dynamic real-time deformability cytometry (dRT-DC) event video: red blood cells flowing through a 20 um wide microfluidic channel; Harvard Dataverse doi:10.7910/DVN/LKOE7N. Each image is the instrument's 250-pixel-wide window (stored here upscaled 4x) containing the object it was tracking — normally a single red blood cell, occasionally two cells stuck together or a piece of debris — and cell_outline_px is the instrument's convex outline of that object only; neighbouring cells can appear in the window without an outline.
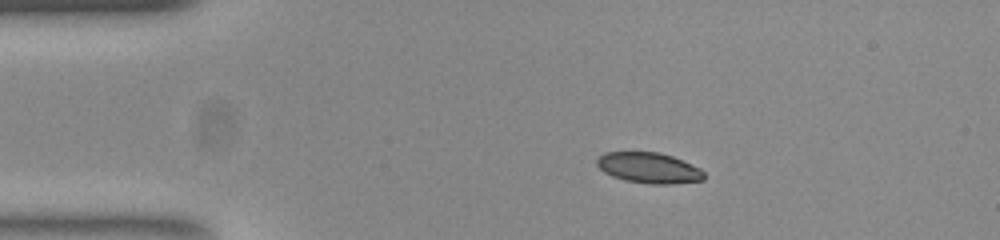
{"species": "common noctule bat (a hibernating species)", "species_latin": "Nyctalus noctula", "temperature_condition": "room temperature", "stored_images_in_passage": 45, "camera_frame_rate_fps": 3000, "um_per_image_px": 0.085, "animal": {"sex": "female", "body_mass_g": 23.0, "forearm_length_mm": 53.4}, "frame": {"image": 1, "passage_image": 1, "time_ms": 0.0, "image_size_px": [1000, 240], "cell_outline_px": [[704, 180], [672, 184], [652, 184], [624, 180], [612, 176], [604, 172], [596, 164], [596, 160], [604, 152], [660, 152], [672, 156], [700, 168], [704, 172]], "centroid_in_image_um": [55.15, 14.27], "position_along_channel_um": 29.8, "area_um2": 19.13}}
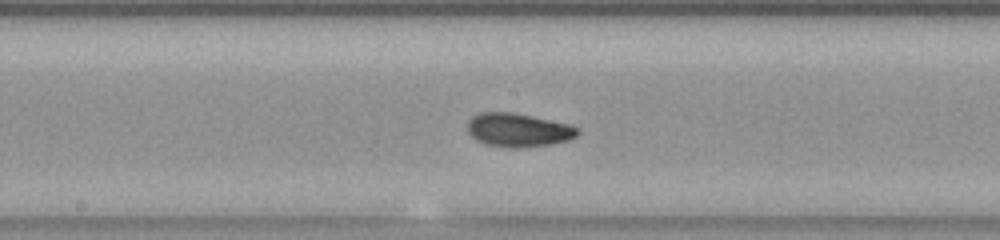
{"frame": {"image": 2, "passage_image": 19, "time_ms": 6.0, "image_size_px": [1000, 240], "cell_outline_px": [[580, 132], [576, 136], [568, 140], [552, 144], [516, 148], [508, 148], [488, 144], [476, 140], [468, 132], [468, 120], [472, 116], [480, 112], [512, 112], [572, 124], [580, 128]], "centroid_in_image_um": [44.08, 11.04], "position_along_channel_um": 204.1, "area_um2": 21.73}}
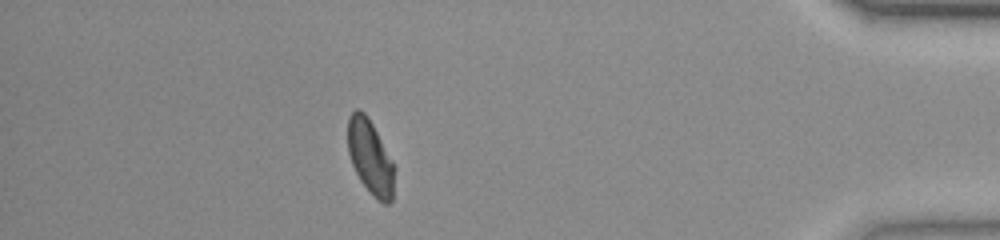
{"frame": {"image": 3, "passage_image": 39, "time_ms": 12.667, "image_size_px": [1000, 240], "cell_outline_px": [[396, 168], [392, 200], [388, 204], [384, 204], [376, 200], [372, 196], [360, 180], [352, 164], [348, 152], [348, 116], [356, 108], [360, 108], [368, 116]], "centroid_in_image_um": [31.48, 13.38], "position_along_channel_um": 403.7, "area_um2": 20.46}}